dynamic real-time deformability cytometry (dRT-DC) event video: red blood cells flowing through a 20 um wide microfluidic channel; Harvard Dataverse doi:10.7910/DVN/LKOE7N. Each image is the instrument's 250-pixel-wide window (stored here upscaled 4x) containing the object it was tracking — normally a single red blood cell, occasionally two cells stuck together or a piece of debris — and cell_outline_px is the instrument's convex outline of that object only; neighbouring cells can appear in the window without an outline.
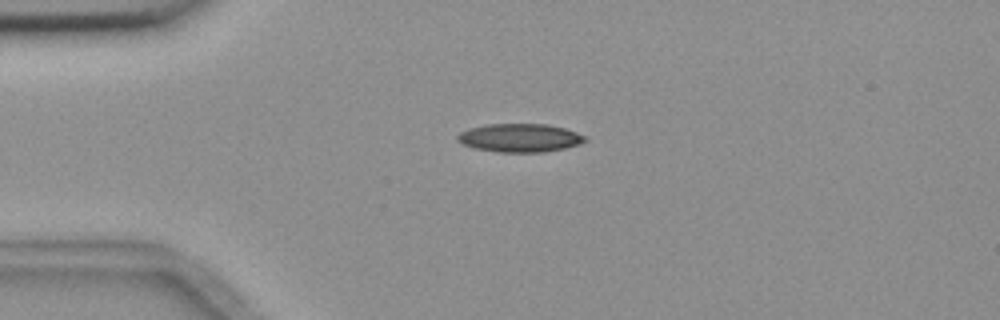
{"species": "common noctule bat (a hibernating species)", "species_latin": "Nyctalus noctula", "temperature_condition": "room temperature", "stored_images_in_passage": 5, "camera_frame_rate_fps": 3000, "um_per_image_px": 0.085, "animal": {"sex": "female", "body_mass_g": 18.4}, "frame": {"image": 1, "passage_image": 4, "time_ms": 4.0, "image_size_px": [1000, 320], "cell_outline_px": [[588, 140], [580, 144], [564, 148], [544, 152], [496, 152], [476, 148], [464, 144], [456, 140], [456, 136], [460, 132], [468, 128], [488, 124], [548, 124], [564, 128], [576, 132], [584, 136]], "centroid_in_image_um": [44.18, 11.71], "position_along_channel_um": 40.8, "area_um2": 21.1}}